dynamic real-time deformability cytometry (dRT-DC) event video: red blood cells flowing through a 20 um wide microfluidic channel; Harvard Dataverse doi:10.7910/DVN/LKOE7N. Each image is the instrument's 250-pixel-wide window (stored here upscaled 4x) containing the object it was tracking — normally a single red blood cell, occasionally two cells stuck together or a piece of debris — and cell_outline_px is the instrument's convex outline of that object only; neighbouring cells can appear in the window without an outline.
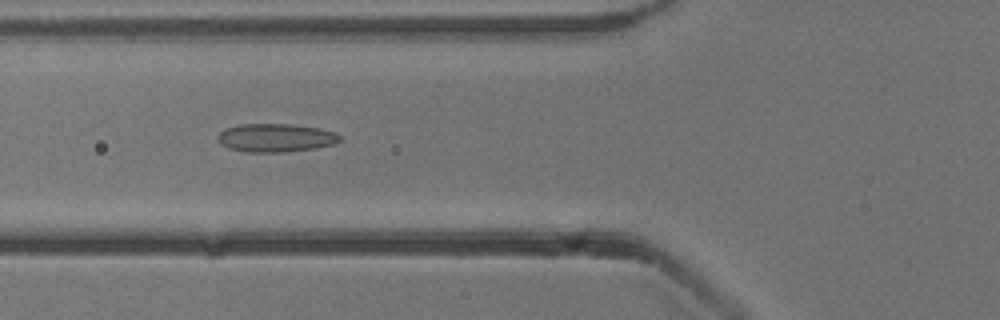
{"species": "common noctule bat (a hibernating species)", "species_latin": "Nyctalus noctula", "temperature_condition": "cold", "stored_images_in_passage": 19, "camera_frame_rate_fps": 3000, "um_per_image_px": 0.085, "animal": {"sex": "male", "body_mass_g": 13.3}, "frame": {"image": 1, "passage_image": 4, "time_ms": 1.0, "image_size_px": [1000, 320], "cell_outline_px": [[340, 140], [336, 144], [316, 148], [284, 152], [244, 152], [228, 148], [220, 140], [220, 132], [224, 128], [240, 124], [292, 124], [316, 128], [336, 132], [340, 136]], "centroid_in_image_um": [23.47, 11.71], "position_along_channel_um": 102.3, "area_um2": 20.06}}
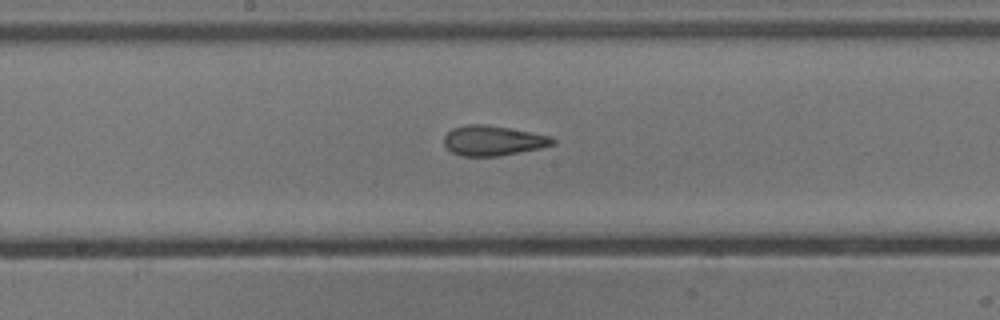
{"frame": {"image": 2, "passage_image": 12, "time_ms": 3.667, "image_size_px": [1000, 320], "cell_outline_px": [[556, 144], [540, 148], [500, 156], [460, 156], [452, 152], [444, 144], [444, 136], [452, 128], [468, 124], [484, 124], [508, 128], [552, 136], [556, 140]], "centroid_in_image_um": [41.92, 11.95], "position_along_channel_um": 206.3, "area_um2": 19.02}}
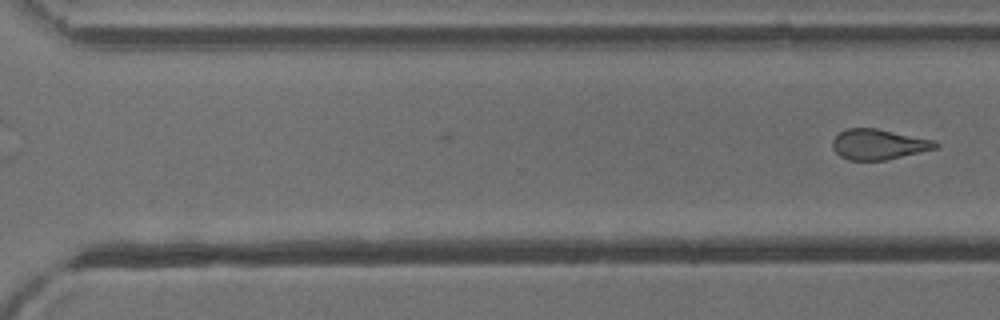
{"frame": {"image": 3, "passage_image": 19, "time_ms": 6.0, "image_size_px": [1000, 320], "cell_outline_px": [[940, 144], [936, 148], [920, 152], [884, 160], [848, 160], [840, 156], [832, 148], [832, 140], [840, 132], [848, 128], [876, 128], [932, 140]], "centroid_in_image_um": [74.63, 12.27], "position_along_channel_um": 296.0, "area_um2": 17.98}}